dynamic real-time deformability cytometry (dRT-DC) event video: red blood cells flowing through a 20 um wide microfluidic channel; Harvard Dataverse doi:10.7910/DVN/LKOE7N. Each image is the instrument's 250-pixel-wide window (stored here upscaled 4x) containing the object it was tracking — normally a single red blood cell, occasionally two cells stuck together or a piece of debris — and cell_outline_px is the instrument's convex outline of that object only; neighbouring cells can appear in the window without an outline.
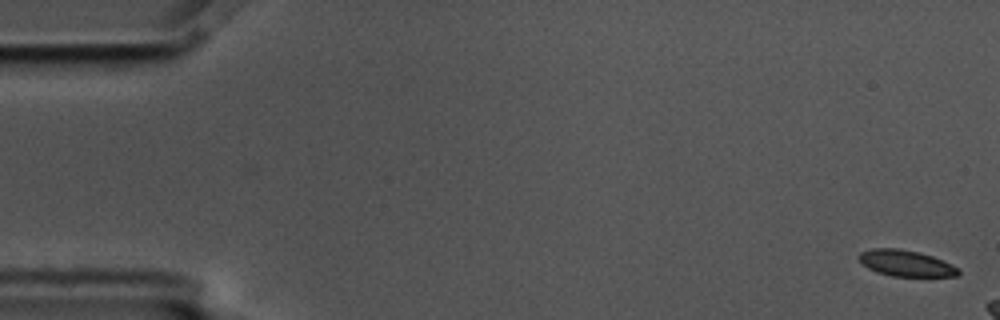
{"species": "common noctule bat (a hibernating species)", "species_latin": "Nyctalus noctula", "temperature_condition": "cold", "stored_images_in_passage": 3, "camera_frame_rate_fps": 3000, "um_per_image_px": 0.085, "animal": {"sex": "male", "body_mass_g": 17.5, "forearm_length_mm": 52.3}, "frame": {"image": 1, "passage_image": 1, "time_ms": 0.0, "image_size_px": [1000, 320], "cell_outline_px": [[960, 272], [956, 276], [892, 276], [876, 272], [868, 268], [856, 256], [860, 252], [872, 248], [900, 248], [920, 252], [932, 256], [952, 264], [960, 268]], "centroid_in_image_um": [77.0, 22.36], "position_along_channel_um": 8.0, "area_um2": 15.26}}